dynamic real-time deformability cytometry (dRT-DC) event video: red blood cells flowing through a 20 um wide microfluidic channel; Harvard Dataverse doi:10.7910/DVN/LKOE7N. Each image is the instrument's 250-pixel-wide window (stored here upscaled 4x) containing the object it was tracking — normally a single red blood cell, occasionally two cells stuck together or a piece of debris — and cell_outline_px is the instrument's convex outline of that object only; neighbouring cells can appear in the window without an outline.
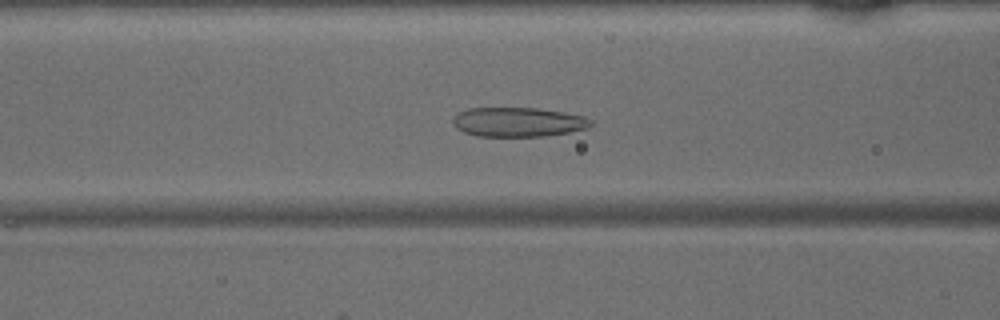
{"species": "common noctule bat (a hibernating species)", "species_latin": "Nyctalus noctula", "temperature_condition": "warm", "stored_images_in_passage": 37, "camera_frame_rate_fps": 3000, "um_per_image_px": 0.085, "animal": {"sex": "male", "body_mass_g": 15.6}, "frame": {"image": 1, "passage_image": 8, "time_ms": 2.333, "image_size_px": [1000, 320], "cell_outline_px": [[592, 124], [588, 128], [568, 132], [544, 136], [476, 136], [464, 132], [456, 128], [452, 120], [456, 112], [468, 108], [536, 108], [564, 112], [584, 116], [592, 120]], "centroid_in_image_um": [44.02, 10.37], "position_along_channel_um": 122.6, "area_um2": 23.7}}
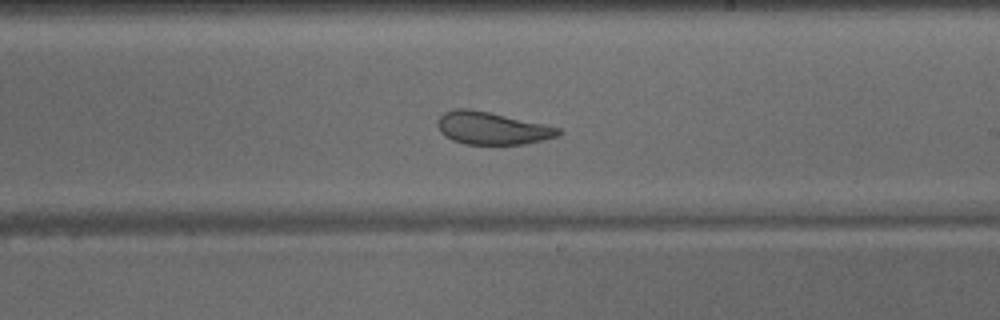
{"frame": {"image": 2, "passage_image": 17, "time_ms": 5.333, "image_size_px": [1000, 320], "cell_outline_px": [[564, 132], [560, 136], [524, 144], [464, 144], [452, 140], [444, 136], [440, 132], [436, 124], [436, 120], [444, 112], [456, 108], [468, 108], [488, 112], [544, 124], [560, 128]], "centroid_in_image_um": [41.8, 10.9], "position_along_channel_um": 247.2, "area_um2": 23.0}}
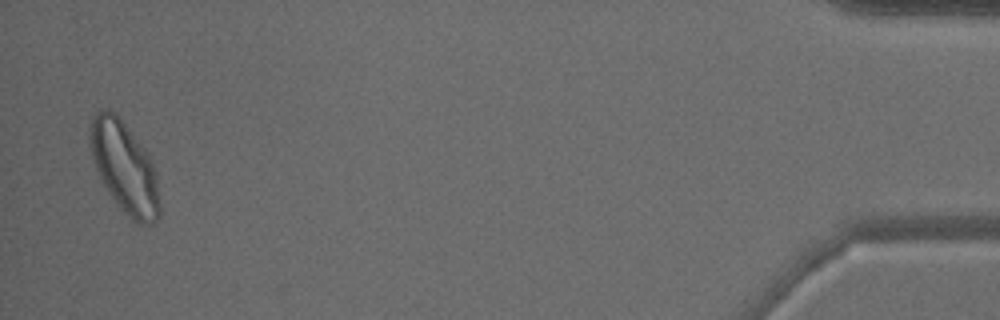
{"frame": {"image": 3, "passage_image": 36, "time_ms": 11.667, "image_size_px": [1000, 320], "cell_outline_px": [[160, 216], [152, 224], [136, 224], [116, 204], [108, 192], [96, 168], [92, 156], [88, 140], [88, 136], [92, 116], [100, 108], [108, 108], [116, 112], [120, 116], [148, 156], [152, 164], [156, 176], [160, 204]], "centroid_in_image_um": [10.55, 14.21], "position_along_channel_um": 424.6, "area_um2": 36.99}}